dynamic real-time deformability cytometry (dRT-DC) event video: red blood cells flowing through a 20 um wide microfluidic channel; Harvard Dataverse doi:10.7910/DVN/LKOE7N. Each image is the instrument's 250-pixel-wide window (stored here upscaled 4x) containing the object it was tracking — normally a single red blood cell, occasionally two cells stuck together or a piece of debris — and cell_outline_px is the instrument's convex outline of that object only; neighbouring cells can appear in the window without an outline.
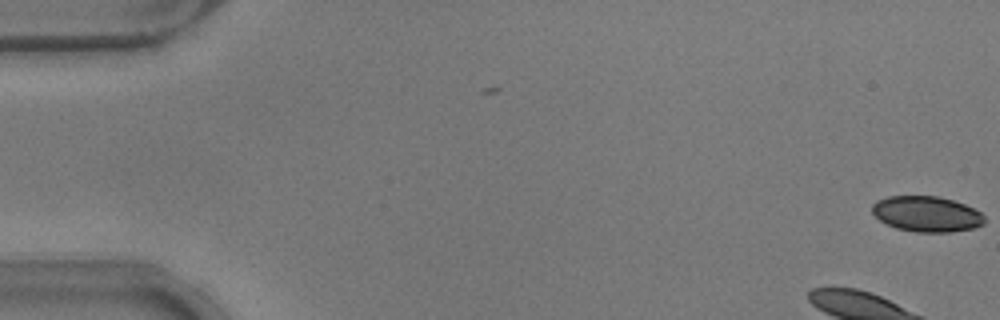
{"species": "common noctule bat (a hibernating species)", "species_latin": "Nyctalus noctula", "temperature_condition": "warm", "stored_images_in_passage": 5, "camera_frame_rate_fps": 3000, "um_per_image_px": 0.085, "animal": {"sex": "male", "body_mass_g": 17.9}, "frame": {"image": 1, "passage_image": 5, "time_ms": 1.333, "image_size_px": [1000, 320], "cell_outline_px": [[984, 224], [972, 228], [948, 232], [916, 232], [896, 228], [880, 220], [872, 212], [872, 204], [876, 200], [888, 196], [940, 196], [964, 204], [980, 212], [984, 216]], "centroid_in_image_um": [78.74, 18.18], "position_along_channel_um": 6.3, "area_um2": 23.18}}